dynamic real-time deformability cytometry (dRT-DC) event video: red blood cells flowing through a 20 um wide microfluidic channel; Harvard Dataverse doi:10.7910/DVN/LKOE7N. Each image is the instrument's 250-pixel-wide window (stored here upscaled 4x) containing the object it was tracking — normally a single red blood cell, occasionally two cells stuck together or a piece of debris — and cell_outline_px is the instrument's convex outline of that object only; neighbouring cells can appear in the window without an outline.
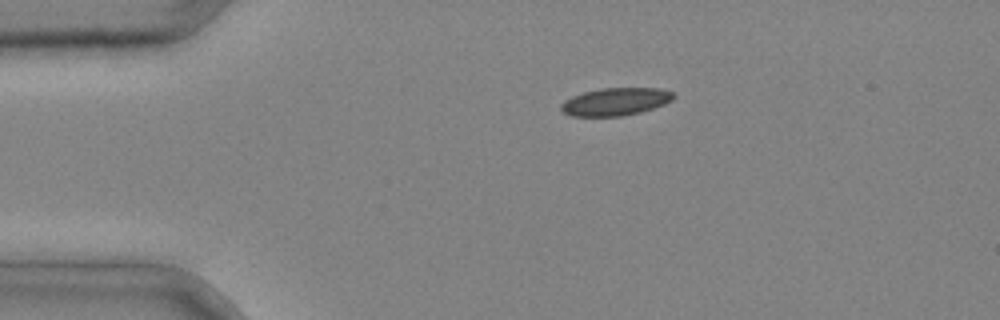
{"species": "common noctule bat (a hibernating species)", "species_latin": "Nyctalus noctula", "temperature_condition": "cold", "stored_images_in_passage": 3, "segment_of_instrument_passage": [1, 2], "camera_frame_rate_fps": 3000, "um_per_image_px": 0.085, "animal": {"sex": "male", "body_mass_g": 20.4}, "frame": {"image": 1, "passage_image": 1, "time_ms": 0.0, "image_size_px": [1000, 320], "cell_outline_px": [[676, 96], [672, 100], [664, 104], [640, 112], [620, 116], [572, 116], [564, 112], [560, 108], [560, 104], [564, 100], [572, 96], [584, 92], [600, 88], [660, 88], [672, 92]], "centroid_in_image_um": [52.31, 8.63], "position_along_channel_um": 32.7, "area_um2": 18.09}}